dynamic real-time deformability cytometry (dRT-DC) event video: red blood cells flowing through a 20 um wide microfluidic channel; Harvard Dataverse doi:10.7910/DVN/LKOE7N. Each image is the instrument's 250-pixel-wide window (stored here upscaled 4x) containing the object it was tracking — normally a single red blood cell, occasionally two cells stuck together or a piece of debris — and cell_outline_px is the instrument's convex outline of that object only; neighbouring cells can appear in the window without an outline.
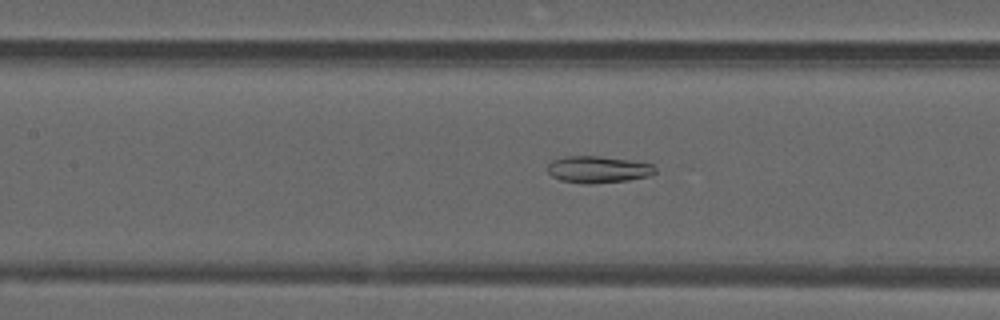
{"species": "common noctule bat (a hibernating species)", "species_latin": "Nyctalus noctula", "temperature_condition": "warm", "stored_images_in_passage": 50, "camera_frame_rate_fps": 3000, "um_per_image_px": 0.085, "animal": {"sex": "male", "forearm_length_mm": 52.5}, "frame": {"image": 1, "passage_image": 22, "time_ms": 7.0, "image_size_px": [1000, 320], "cell_outline_px": [[656, 172], [652, 176], [628, 180], [592, 184], [584, 184], [560, 180], [552, 176], [548, 172], [548, 164], [552, 160], [564, 156], [600, 156], [628, 160], [652, 164], [656, 168]], "centroid_in_image_um": [50.84, 14.41], "position_along_channel_um": 156.6, "area_um2": 16.94}}
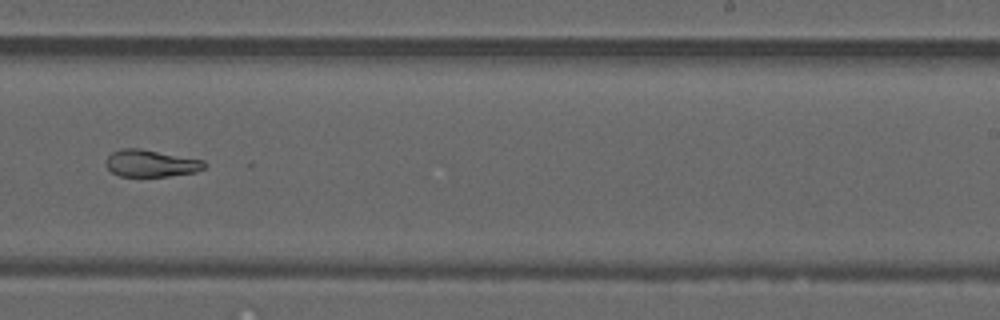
{"frame": {"image": 2, "passage_image": 31, "time_ms": 10.0, "image_size_px": [1000, 320], "cell_outline_px": [[208, 164], [204, 168], [196, 172], [168, 176], [120, 176], [112, 172], [104, 164], [104, 160], [112, 152], [120, 148], [140, 148], [204, 160]], "centroid_in_image_um": [12.82, 13.87], "position_along_channel_um": 276.2, "area_um2": 15.66}}
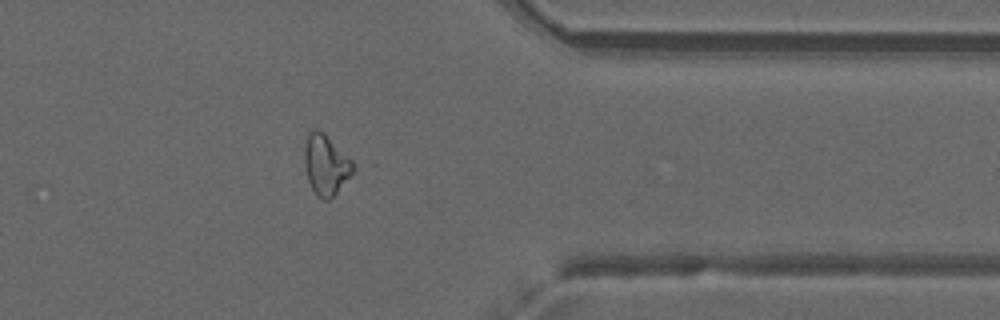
{"frame": {"image": 3, "passage_image": 40, "time_ms": 13.0, "image_size_px": [1000, 320], "cell_outline_px": [[360, 164], [336, 192], [328, 200], [324, 200], [316, 196], [308, 180], [304, 164], [304, 148], [308, 132], [324, 132]], "centroid_in_image_um": [27.76, 13.99], "position_along_channel_um": 383.6, "area_um2": 17.46}, "authors_computed_cell_mechanics": {"area_um2": 19.7965, "velocity_mm_per_s": 4.0107, "shape_relaxation_time_tau1_ms": null, "shape_relaxation_time_tau2_ms": 6.0519, "deformation_change_tau1": null, "deformation_change_tau2": 0.1268}}